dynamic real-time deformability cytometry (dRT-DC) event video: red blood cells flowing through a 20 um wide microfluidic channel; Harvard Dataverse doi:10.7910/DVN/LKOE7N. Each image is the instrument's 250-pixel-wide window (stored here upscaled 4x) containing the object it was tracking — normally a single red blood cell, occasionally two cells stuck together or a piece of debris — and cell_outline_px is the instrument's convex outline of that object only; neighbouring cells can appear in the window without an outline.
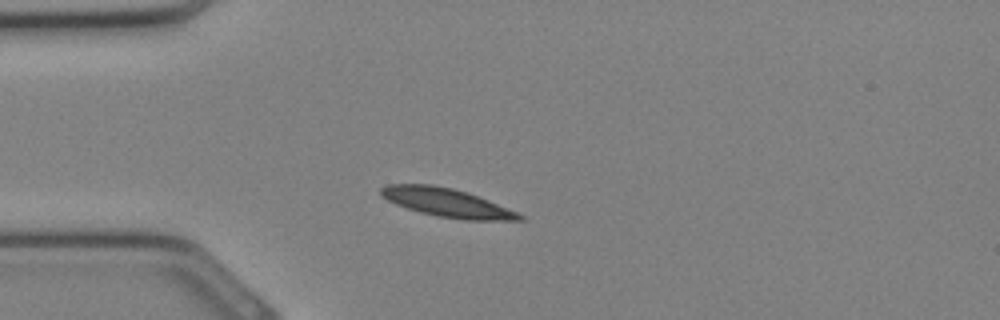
{"species": "Egyptian fruit bat (a non-hibernating species)", "species_latin": "Rousettus aegyptiacus", "temperature_condition": "cold", "stored_images_in_passage": 29, "camera_frame_rate_fps": 3000, "um_per_image_px": 0.085, "animal": {"sex": "female"}, "frame": {"image": 1, "passage_image": 5, "time_ms": 1.333, "image_size_px": [1000, 320], "cell_outline_px": [[524, 220], [468, 220], [436, 216], [420, 212], [396, 204], [388, 200], [380, 192], [380, 188], [388, 184], [432, 184], [452, 188], [468, 192], [488, 200], [516, 212], [524, 216]], "centroid_in_image_um": [37.98, 17.22], "position_along_channel_um": 47.0, "area_um2": 22.77}}
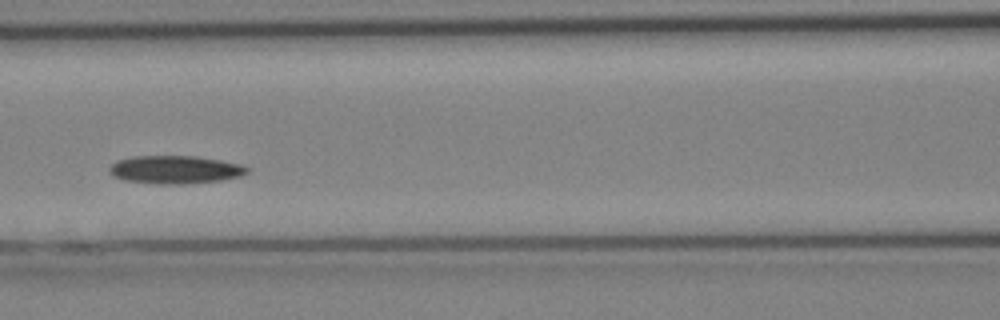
{"frame": {"image": 2, "passage_image": 11, "time_ms": 3.333, "image_size_px": [1000, 320], "cell_outline_px": [[248, 172], [240, 176], [220, 180], [184, 184], [160, 184], [124, 180], [112, 176], [108, 172], [108, 168], [116, 160], [132, 156], [196, 156], [220, 160], [240, 164], [248, 168]], "centroid_in_image_um": [14.83, 14.41], "position_along_channel_um": 151.8, "area_um2": 22.54}}
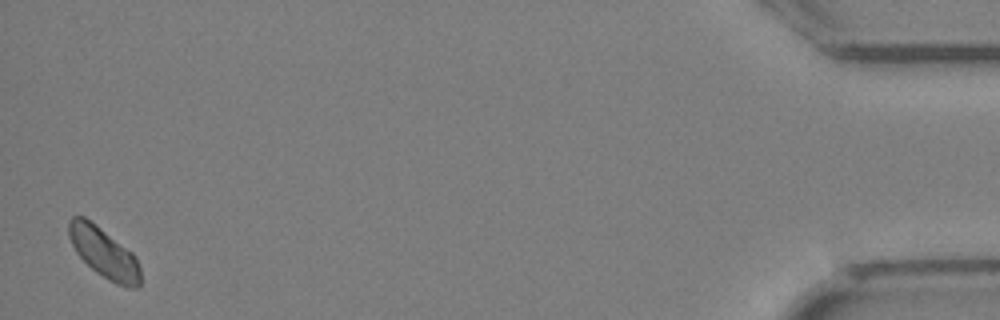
{"frame": {"image": 3, "passage_image": 29, "time_ms": 9.333, "image_size_px": [1000, 320], "cell_outline_px": [[140, 288], [128, 288], [116, 284], [108, 280], [96, 272], [76, 252], [68, 236], [68, 220], [72, 216], [84, 216], [132, 252], [140, 268]], "centroid_in_image_um": [8.83, 21.5], "position_along_channel_um": 426.4, "area_um2": 20.75}}